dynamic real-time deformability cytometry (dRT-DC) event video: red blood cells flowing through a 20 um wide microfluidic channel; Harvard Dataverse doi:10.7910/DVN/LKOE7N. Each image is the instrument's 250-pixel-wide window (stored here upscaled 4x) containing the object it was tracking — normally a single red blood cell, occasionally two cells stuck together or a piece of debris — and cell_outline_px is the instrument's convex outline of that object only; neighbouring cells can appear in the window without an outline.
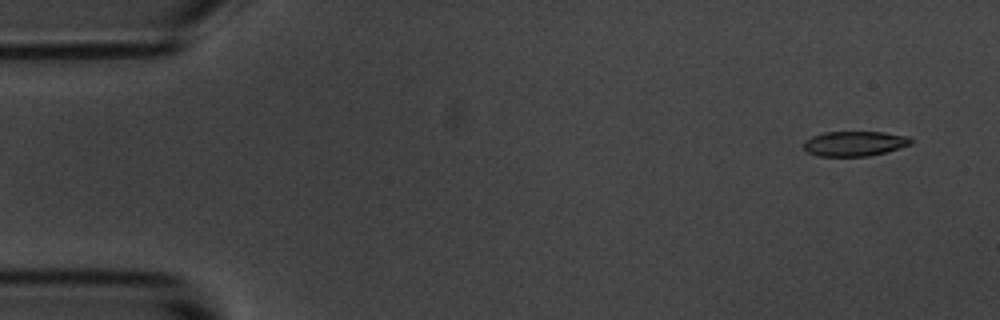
{"species": "common noctule bat (a hibernating species)", "species_latin": "Nyctalus noctula", "temperature_condition": "room temperature", "stored_images_in_passage": 5, "camera_frame_rate_fps": 3000, "um_per_image_px": 0.085, "animal": {"sex": "male", "body_mass_g": 20.1, "forearm_length_mm": 53.5}, "frame": {"image": 1, "passage_image": 1, "time_ms": 0.0, "image_size_px": [1000, 320], "cell_outline_px": [[912, 144], [884, 152], [868, 156], [820, 156], [808, 152], [804, 148], [804, 140], [812, 136], [824, 132], [884, 132], [908, 136], [912, 140]], "centroid_in_image_um": [72.63, 12.2], "position_along_channel_um": 12.4, "area_um2": 15.49}}
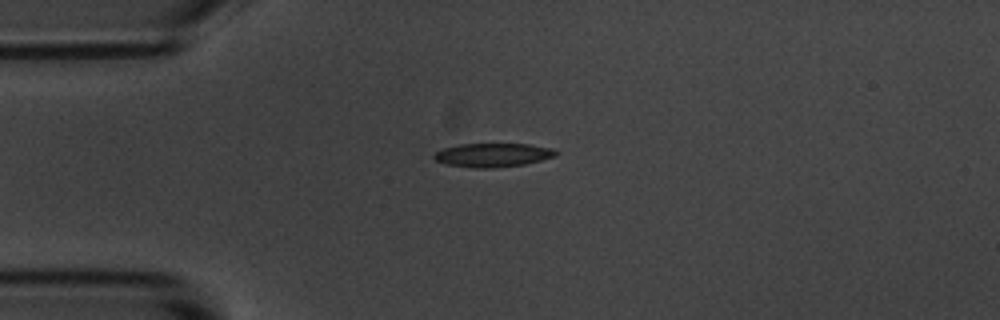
{"frame": {"image": 2, "passage_image": 3, "time_ms": 0.667, "image_size_px": [1000, 320], "cell_outline_px": [[560, 152], [556, 156], [524, 164], [492, 168], [476, 168], [448, 164], [436, 160], [432, 156], [436, 152], [444, 148], [460, 144], [528, 144], [552, 148]], "centroid_in_image_um": [41.92, 13.17], "position_along_channel_um": 43.1, "area_um2": 16.7}}